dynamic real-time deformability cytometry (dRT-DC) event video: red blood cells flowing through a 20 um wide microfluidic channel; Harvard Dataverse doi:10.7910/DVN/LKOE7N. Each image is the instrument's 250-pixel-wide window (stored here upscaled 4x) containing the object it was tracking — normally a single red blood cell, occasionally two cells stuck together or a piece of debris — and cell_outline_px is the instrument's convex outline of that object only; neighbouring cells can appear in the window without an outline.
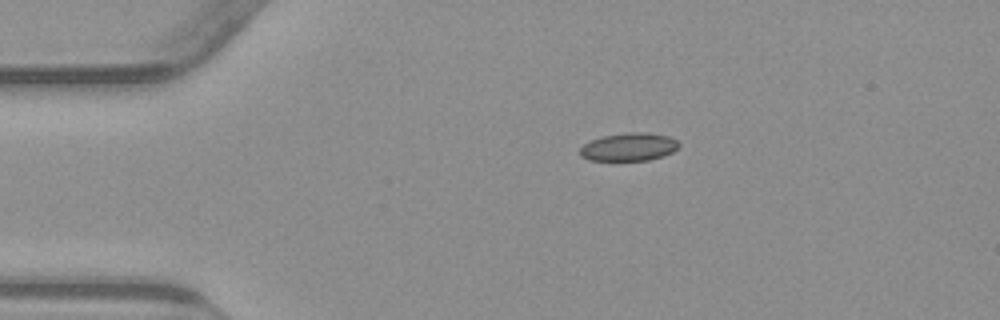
{"species": "common noctule bat (a hibernating species)", "species_latin": "Nyctalus noctula", "temperature_condition": "warm", "stored_images_in_passage": 38, "camera_frame_rate_fps": 3000, "um_per_image_px": 0.085, "animal": {"sex": "male", "body_mass_g": 23.1, "forearm_length_mm": 52.7}, "frame": {"image": 1, "passage_image": 2, "time_ms": 0.333, "image_size_px": [1000, 320], "cell_outline_px": [[680, 144], [672, 152], [664, 156], [648, 160], [588, 160], [580, 156], [580, 148], [584, 144], [592, 140], [604, 136], [632, 132], [644, 132], [668, 136], [676, 140]], "centroid_in_image_um": [53.45, 12.49], "position_along_channel_um": 31.5, "area_um2": 15.95}}
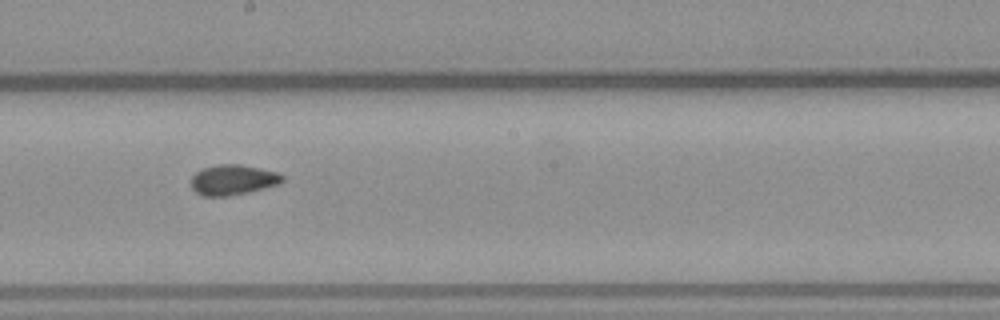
{"frame": {"image": 2, "passage_image": 21, "time_ms": 6.667, "image_size_px": [1000, 320], "cell_outline_px": [[284, 180], [276, 184], [228, 196], [200, 196], [192, 188], [192, 176], [196, 172], [204, 168], [216, 164], [240, 164], [280, 172], [284, 176]], "centroid_in_image_um": [19.78, 15.26], "position_along_channel_um": 228.4, "area_um2": 15.9}}
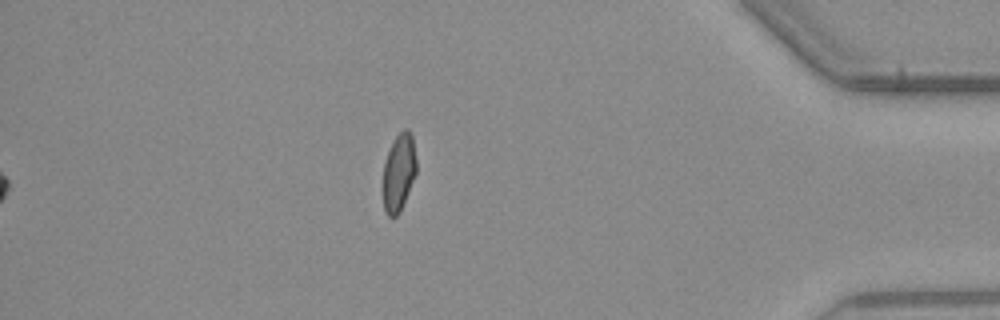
{"frame": {"image": 3, "passage_image": 38, "time_ms": 12.333, "image_size_px": [1000, 320], "cell_outline_px": [[416, 172], [400, 212], [396, 216], [388, 216], [384, 208], [380, 188], [384, 164], [388, 152], [396, 136], [404, 128], [408, 128], [412, 136], [416, 156]], "centroid_in_image_um": [33.86, 14.68], "position_along_channel_um": 401.3, "area_um2": 15.37}, "authors_computed_cell_mechanics": {"area_um2": 15.9528, "velocity_mm_per_s": 3.8422, "shape_relaxation_time_tau1_ms": 8.8077, "shape_relaxation_time_tau2_ms": 1.5167, "deformation_change_tau1": 0.1588, "deformation_change_tau2": 0.0638}}